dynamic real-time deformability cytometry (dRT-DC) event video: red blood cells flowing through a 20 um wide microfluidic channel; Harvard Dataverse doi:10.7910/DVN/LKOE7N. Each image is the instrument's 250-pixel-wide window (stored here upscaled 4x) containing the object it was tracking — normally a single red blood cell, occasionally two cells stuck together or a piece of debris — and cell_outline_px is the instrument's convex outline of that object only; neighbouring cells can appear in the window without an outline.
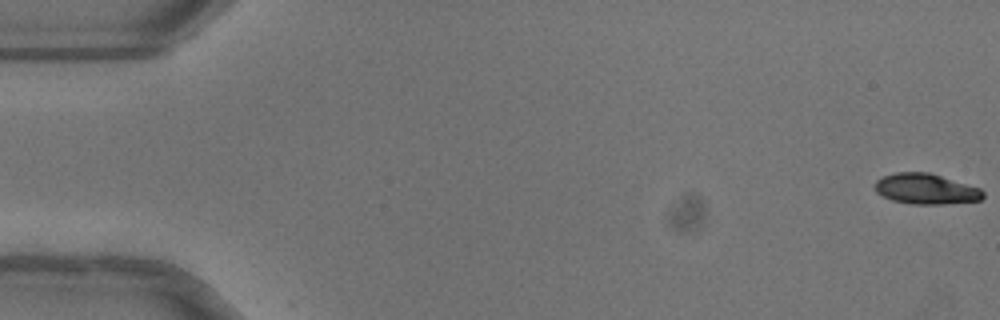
{"species": "common noctule bat (a hibernating species)", "species_latin": "Nyctalus noctula", "temperature_condition": "warm", "stored_images_in_passage": 2, "camera_frame_rate_fps": 3000, "um_per_image_px": 0.085, "animal": {"sex": "female"}, "frame": {"image": 1, "passage_image": 1, "time_ms": 0.0, "image_size_px": [1000, 320], "cell_outline_px": [[984, 196], [980, 200], [940, 204], [912, 204], [892, 200], [880, 196], [876, 192], [876, 180], [884, 176], [896, 172], [928, 172], [980, 188], [984, 192]], "centroid_in_image_um": [78.68, 16.06], "position_along_channel_um": 6.3, "area_um2": 19.07}}